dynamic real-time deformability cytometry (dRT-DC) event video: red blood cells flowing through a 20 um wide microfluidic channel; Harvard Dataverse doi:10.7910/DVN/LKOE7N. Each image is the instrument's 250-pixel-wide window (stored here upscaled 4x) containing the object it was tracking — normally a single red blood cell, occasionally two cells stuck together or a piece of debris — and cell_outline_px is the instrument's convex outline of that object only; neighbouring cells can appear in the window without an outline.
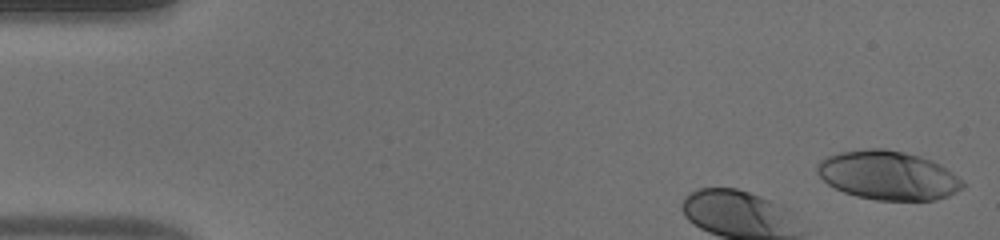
{"species": "human", "species_latin": "Homo sapiens", "temperature_condition": "warm", "stored_images_in_passage": 10, "camera_frame_rate_fps": 3000, "um_per_image_px": 0.085, "donor": {"sex": "male"}, "frame": {"image": 1, "passage_image": 1, "time_ms": 0.0, "image_size_px": [1000, 240], "cell_outline_px": [[968, 184], [964, 188], [948, 196], [936, 200], [876, 200], [856, 196], [844, 192], [828, 184], [816, 172], [816, 164], [820, 160], [828, 156], [840, 152], [868, 148], [884, 148], [904, 152], [920, 156], [932, 160], [940, 164], [952, 172]], "centroid_in_image_um": [75.51, 14.91], "position_along_channel_um": 9.5, "area_um2": 41.73}}